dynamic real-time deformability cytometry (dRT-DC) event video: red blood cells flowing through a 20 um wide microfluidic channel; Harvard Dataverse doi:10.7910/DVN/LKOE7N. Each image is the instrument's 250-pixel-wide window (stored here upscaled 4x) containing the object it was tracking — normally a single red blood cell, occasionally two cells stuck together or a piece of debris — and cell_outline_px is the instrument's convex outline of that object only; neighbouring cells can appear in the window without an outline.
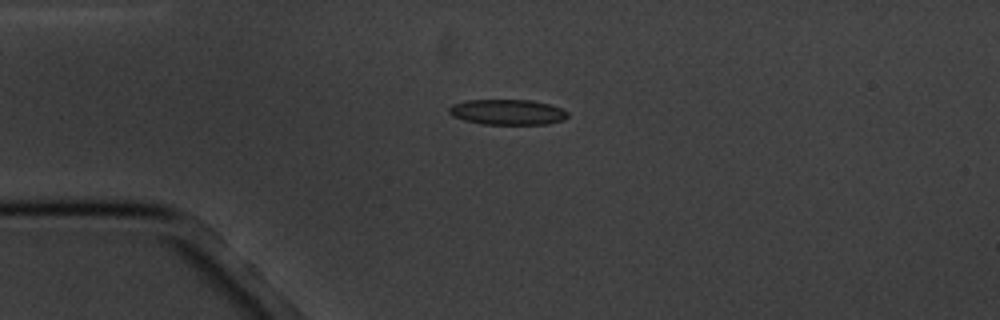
{"species": "common noctule bat (a hibernating species)", "species_latin": "Nyctalus noctula", "temperature_condition": "cold", "stored_images_in_passage": 4, "camera_frame_rate_fps": 3000, "um_per_image_px": 0.085, "animal": {"sex": "male", "body_mass_g": 20.1, "forearm_length_mm": 53.5}, "frame": {"image": 1, "passage_image": 3, "time_ms": 2.333, "image_size_px": [1000, 320], "cell_outline_px": [[568, 116], [564, 120], [548, 124], [480, 124], [464, 120], [452, 116], [448, 112], [448, 108], [452, 104], [468, 100], [532, 100], [548, 104], [560, 108], [568, 112]], "centroid_in_image_um": [43.12, 9.53], "position_along_channel_um": 41.9, "area_um2": 17.63}}